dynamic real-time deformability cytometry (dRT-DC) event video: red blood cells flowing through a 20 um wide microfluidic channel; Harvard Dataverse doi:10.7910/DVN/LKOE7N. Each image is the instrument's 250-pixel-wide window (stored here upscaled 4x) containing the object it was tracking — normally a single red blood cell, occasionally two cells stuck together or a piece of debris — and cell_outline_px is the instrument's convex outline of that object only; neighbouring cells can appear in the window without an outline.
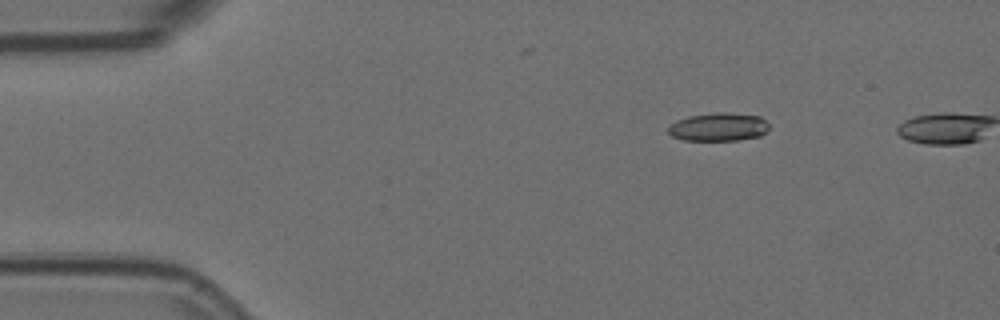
{"species": "Egyptian fruit bat (a non-hibernating species)", "species_latin": "Rousettus aegyptiacus", "temperature_condition": "room temperature", "stored_images_in_passage": 5, "camera_frame_rate_fps": 3000, "um_per_image_px": 0.085, "animal": {"sex": "female"}, "frame": {"image": 1, "passage_image": 2, "time_ms": 0.333, "image_size_px": [1000, 320], "cell_outline_px": [[768, 128], [760, 136], [736, 140], [684, 140], [672, 136], [668, 132], [668, 128], [676, 120], [688, 116], [716, 112], [724, 112], [760, 116], [768, 124]], "centroid_in_image_um": [61.05, 10.78], "position_along_channel_um": 23.9, "area_um2": 16.47}}